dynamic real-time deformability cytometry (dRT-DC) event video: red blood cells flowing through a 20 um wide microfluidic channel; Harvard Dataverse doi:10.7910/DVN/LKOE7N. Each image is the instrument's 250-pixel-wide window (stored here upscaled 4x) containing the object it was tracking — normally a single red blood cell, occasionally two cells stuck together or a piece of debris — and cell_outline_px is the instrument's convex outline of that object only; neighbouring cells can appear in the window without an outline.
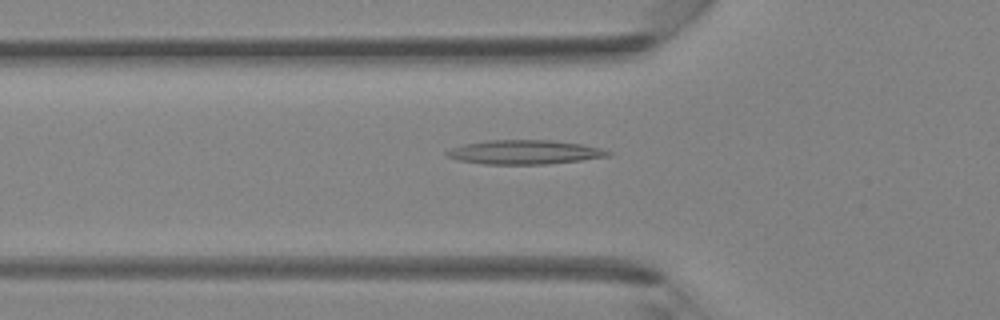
{"species": "Egyptian fruit bat (a non-hibernating species)", "species_latin": "Rousettus aegyptiacus", "temperature_condition": "room temperature", "stored_images_in_passage": 32, "camera_frame_rate_fps": 3000, "um_per_image_px": 0.085, "animal": {"sex": "female"}, "frame": {"image": 1, "passage_image": 4, "time_ms": 1.0, "image_size_px": [1000, 320], "cell_outline_px": [[612, 156], [548, 164], [484, 164], [456, 160], [444, 156], [444, 152], [452, 148], [464, 144], [488, 140], [552, 140], [580, 144], [600, 148], [612, 152]], "centroid_in_image_um": [44.56, 12.94], "position_along_channel_um": 81.2, "area_um2": 22.77}}
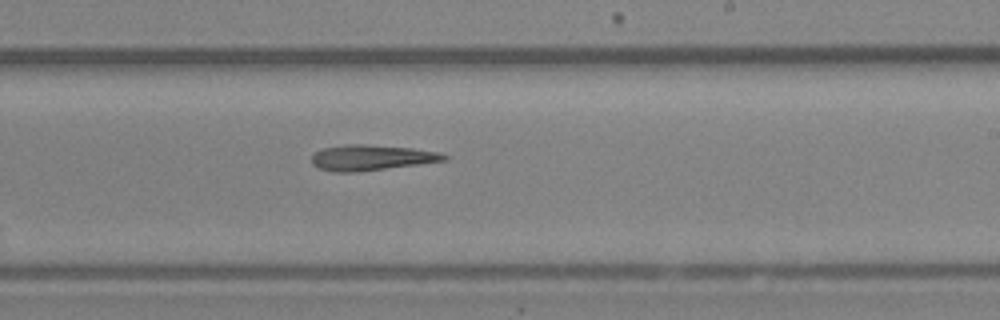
{"frame": {"image": 2, "passage_image": 15, "time_ms": 4.667, "image_size_px": [1000, 320], "cell_outline_px": [[448, 160], [356, 172], [332, 172], [320, 168], [312, 164], [312, 152], [324, 148], [348, 144], [364, 144], [412, 148], [440, 152], [448, 156]], "centroid_in_image_um": [31.55, 13.39], "position_along_channel_um": 257.5, "area_um2": 19.65}}
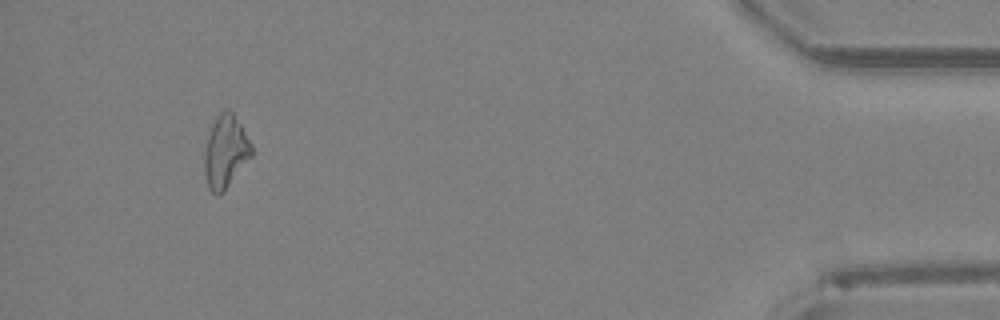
{"frame": {"image": 3, "passage_image": 29, "time_ms": 9.333, "image_size_px": [1000, 320], "cell_outline_px": [[252, 156], [224, 192], [216, 196], [208, 188], [204, 172], [204, 148], [212, 124], [216, 116], [220, 112], [228, 108], [232, 112], [240, 124], [252, 144]], "centroid_in_image_um": [19.15, 12.91], "position_along_channel_um": 416.0, "area_um2": 20.11}}